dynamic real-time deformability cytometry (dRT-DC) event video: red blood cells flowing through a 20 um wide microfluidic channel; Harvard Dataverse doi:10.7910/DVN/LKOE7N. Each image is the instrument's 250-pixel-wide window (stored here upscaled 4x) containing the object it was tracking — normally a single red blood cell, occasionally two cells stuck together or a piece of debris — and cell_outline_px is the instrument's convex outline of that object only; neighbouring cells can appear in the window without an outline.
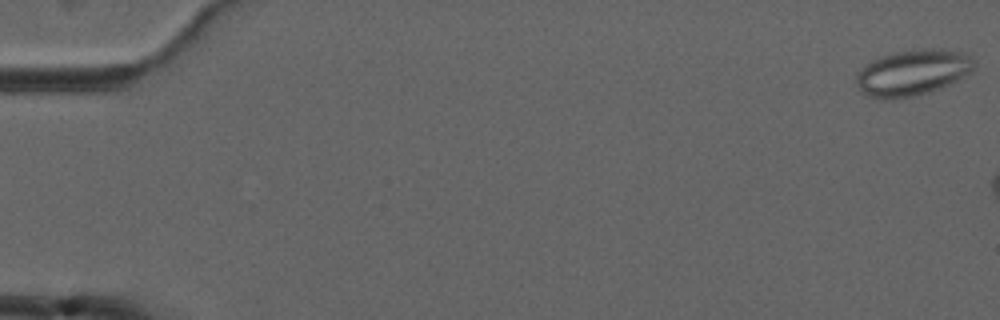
{"species": "common noctule bat (a hibernating species)", "species_latin": "Nyctalus noctula", "temperature_condition": "cold", "stored_images_in_passage": 3, "camera_frame_rate_fps": 3000, "um_per_image_px": 0.085, "animal": {"sex": "male", "forearm_length_mm": 52.5}, "frame": {"image": 1, "passage_image": 1, "time_ms": 0.0, "image_size_px": [1000, 320], "cell_outline_px": [[976, 64], [968, 72], [956, 80], [940, 88], [916, 96], [888, 100], [876, 100], [864, 96], [860, 92], [856, 84], [856, 72], [860, 68], [872, 60], [880, 56], [896, 52], [924, 48], [940, 48], [964, 52]], "centroid_in_image_um": [77.47, 6.19], "position_along_channel_um": 7.5, "area_um2": 31.91}}